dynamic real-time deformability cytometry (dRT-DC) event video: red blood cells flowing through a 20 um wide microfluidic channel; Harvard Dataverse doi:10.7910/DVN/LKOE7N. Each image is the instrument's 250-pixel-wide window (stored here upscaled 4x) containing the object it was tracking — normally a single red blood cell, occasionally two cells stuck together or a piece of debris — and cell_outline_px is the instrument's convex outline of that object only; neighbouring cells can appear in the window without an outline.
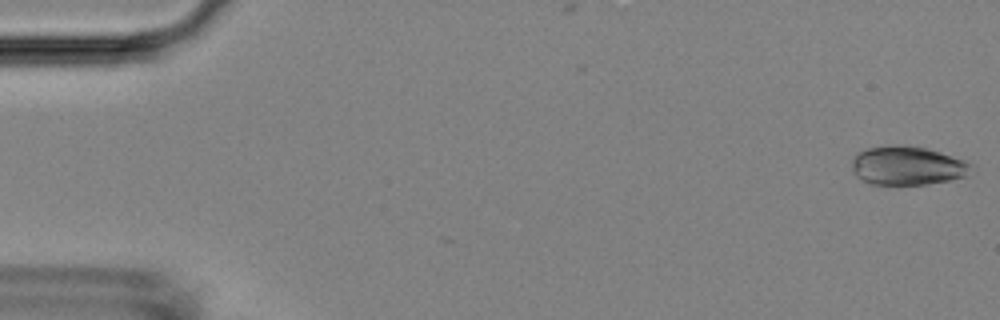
{"species": "Egyptian fruit bat (a non-hibernating species)", "species_latin": "Rousettus aegyptiacus", "temperature_condition": "room temperature", "stored_images_in_passage": 52, "camera_frame_rate_fps": 3000, "um_per_image_px": 0.085, "animal": {"sex": "female"}, "frame": {"image": 1, "passage_image": 1, "time_ms": 0.0, "image_size_px": [1000, 320], "cell_outline_px": [[968, 176], [928, 184], [896, 188], [872, 184], [856, 176], [852, 172], [852, 160], [860, 152], [868, 148], [892, 144], [904, 144], [924, 148], [940, 152], [964, 160], [968, 164]], "centroid_in_image_um": [77.06, 14.12], "position_along_channel_um": 7.9, "area_um2": 27.46}}
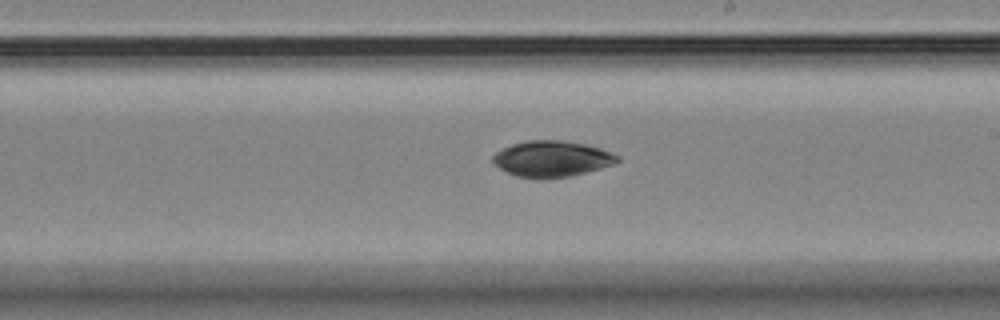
{"frame": {"image": 2, "passage_image": 30, "time_ms": 9.667, "image_size_px": [1000, 320], "cell_outline_px": [[620, 160], [612, 164], [600, 168], [572, 176], [544, 180], [516, 176], [492, 164], [492, 156], [496, 152], [512, 144], [528, 140], [560, 140], [584, 144], [600, 148], [620, 156]], "centroid_in_image_um": [46.88, 13.51], "position_along_channel_um": 242.1, "area_um2": 26.24}}
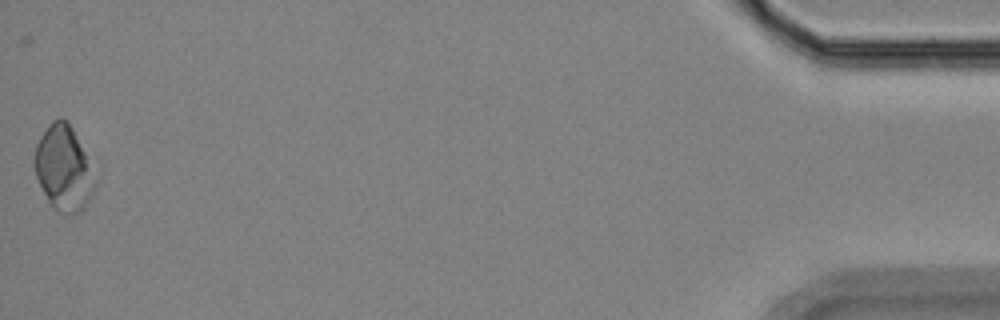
{"frame": {"image": 3, "passage_image": 52, "time_ms": 17.0, "image_size_px": [1000, 320], "cell_outline_px": [[96, 184], [84, 208], [80, 212], [72, 216], [60, 212], [48, 200], [36, 176], [36, 144], [40, 136], [48, 124], [52, 120], [60, 116], [72, 128], [84, 152]], "centroid_in_image_um": [5.4, 14.31], "position_along_channel_um": 429.8, "area_um2": 28.96}, "authors_computed_cell_mechanics": {"area_um2": 26.2412, "velocity_mm_per_s": 3.8062, "shape_relaxation_time_tau1_ms": 2.0389, "shape_relaxation_time_tau2_ms": null, "deformation_change_tau1": 0.0652, "deformation_change_tau2": null}}